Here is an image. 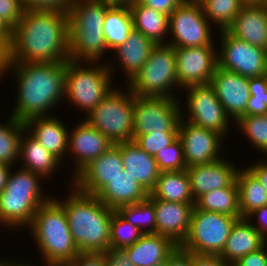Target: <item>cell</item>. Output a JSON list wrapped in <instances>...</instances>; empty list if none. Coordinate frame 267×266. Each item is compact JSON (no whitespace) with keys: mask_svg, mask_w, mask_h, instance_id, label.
I'll list each match as a JSON object with an SVG mask.
<instances>
[{"mask_svg":"<svg viewBox=\"0 0 267 266\" xmlns=\"http://www.w3.org/2000/svg\"><path fill=\"white\" fill-rule=\"evenodd\" d=\"M114 3L108 0H73L68 13L69 55L76 62H99L109 51L104 35L106 11Z\"/></svg>","mask_w":267,"mask_h":266,"instance_id":"277c9868","label":"cell"},{"mask_svg":"<svg viewBox=\"0 0 267 266\" xmlns=\"http://www.w3.org/2000/svg\"><path fill=\"white\" fill-rule=\"evenodd\" d=\"M23 265V263H16V262H11L10 263V261L8 260V262H6L5 260H0V266H22Z\"/></svg>","mask_w":267,"mask_h":266,"instance_id":"680465c9","label":"cell"},{"mask_svg":"<svg viewBox=\"0 0 267 266\" xmlns=\"http://www.w3.org/2000/svg\"><path fill=\"white\" fill-rule=\"evenodd\" d=\"M58 200L52 196L43 203L29 225L46 266H68L80 254Z\"/></svg>","mask_w":267,"mask_h":266,"instance_id":"5b68a950","label":"cell"},{"mask_svg":"<svg viewBox=\"0 0 267 266\" xmlns=\"http://www.w3.org/2000/svg\"><path fill=\"white\" fill-rule=\"evenodd\" d=\"M183 90L187 92L188 115L181 111V118L186 117V121L215 131L225 138L231 119L218 100L214 87L211 84L192 85Z\"/></svg>","mask_w":267,"mask_h":266,"instance_id":"5bb4252c","label":"cell"},{"mask_svg":"<svg viewBox=\"0 0 267 266\" xmlns=\"http://www.w3.org/2000/svg\"><path fill=\"white\" fill-rule=\"evenodd\" d=\"M243 5L267 6V0H242Z\"/></svg>","mask_w":267,"mask_h":266,"instance_id":"6f0895ef","label":"cell"},{"mask_svg":"<svg viewBox=\"0 0 267 266\" xmlns=\"http://www.w3.org/2000/svg\"><path fill=\"white\" fill-rule=\"evenodd\" d=\"M168 266H192V253L180 247L168 258Z\"/></svg>","mask_w":267,"mask_h":266,"instance_id":"f5cc1de1","label":"cell"},{"mask_svg":"<svg viewBox=\"0 0 267 266\" xmlns=\"http://www.w3.org/2000/svg\"><path fill=\"white\" fill-rule=\"evenodd\" d=\"M148 199L154 204L156 233L170 238L180 247L188 236L195 203L163 201L150 193Z\"/></svg>","mask_w":267,"mask_h":266,"instance_id":"ac0fdd59","label":"cell"},{"mask_svg":"<svg viewBox=\"0 0 267 266\" xmlns=\"http://www.w3.org/2000/svg\"><path fill=\"white\" fill-rule=\"evenodd\" d=\"M205 1L207 0H183V2L197 4V5H202Z\"/></svg>","mask_w":267,"mask_h":266,"instance_id":"91938a15","label":"cell"},{"mask_svg":"<svg viewBox=\"0 0 267 266\" xmlns=\"http://www.w3.org/2000/svg\"><path fill=\"white\" fill-rule=\"evenodd\" d=\"M112 145L113 143L105 135L87 121L78 123L68 137L67 150L73 153L72 157L76 162L73 163L75 172H72V178L74 179L93 159L101 156Z\"/></svg>","mask_w":267,"mask_h":266,"instance_id":"ffe728a7","label":"cell"},{"mask_svg":"<svg viewBox=\"0 0 267 266\" xmlns=\"http://www.w3.org/2000/svg\"><path fill=\"white\" fill-rule=\"evenodd\" d=\"M24 124L27 133L63 162L62 157L68 152L69 129L60 118L53 115L37 116L26 120Z\"/></svg>","mask_w":267,"mask_h":266,"instance_id":"7402d4cb","label":"cell"},{"mask_svg":"<svg viewBox=\"0 0 267 266\" xmlns=\"http://www.w3.org/2000/svg\"><path fill=\"white\" fill-rule=\"evenodd\" d=\"M68 266H106L102 253H80Z\"/></svg>","mask_w":267,"mask_h":266,"instance_id":"7dc6e473","label":"cell"},{"mask_svg":"<svg viewBox=\"0 0 267 266\" xmlns=\"http://www.w3.org/2000/svg\"><path fill=\"white\" fill-rule=\"evenodd\" d=\"M180 103L178 98L134 95L133 136L178 132Z\"/></svg>","mask_w":267,"mask_h":266,"instance_id":"8fae6325","label":"cell"},{"mask_svg":"<svg viewBox=\"0 0 267 266\" xmlns=\"http://www.w3.org/2000/svg\"><path fill=\"white\" fill-rule=\"evenodd\" d=\"M236 122L241 132L247 135L252 147L267 156V114L243 116Z\"/></svg>","mask_w":267,"mask_h":266,"instance_id":"f35d334b","label":"cell"},{"mask_svg":"<svg viewBox=\"0 0 267 266\" xmlns=\"http://www.w3.org/2000/svg\"><path fill=\"white\" fill-rule=\"evenodd\" d=\"M133 19V29L143 33L157 44H167L165 36L169 32V16L140 4L137 0L128 3Z\"/></svg>","mask_w":267,"mask_h":266,"instance_id":"f546056e","label":"cell"},{"mask_svg":"<svg viewBox=\"0 0 267 266\" xmlns=\"http://www.w3.org/2000/svg\"><path fill=\"white\" fill-rule=\"evenodd\" d=\"M155 266H168V259H167V261H164V262L157 264Z\"/></svg>","mask_w":267,"mask_h":266,"instance_id":"6125c7cd","label":"cell"},{"mask_svg":"<svg viewBox=\"0 0 267 266\" xmlns=\"http://www.w3.org/2000/svg\"><path fill=\"white\" fill-rule=\"evenodd\" d=\"M108 1H111L113 3L128 4V3L136 1V0H108Z\"/></svg>","mask_w":267,"mask_h":266,"instance_id":"94428289","label":"cell"},{"mask_svg":"<svg viewBox=\"0 0 267 266\" xmlns=\"http://www.w3.org/2000/svg\"><path fill=\"white\" fill-rule=\"evenodd\" d=\"M140 4L157 10L160 13L170 15L183 0H137Z\"/></svg>","mask_w":267,"mask_h":266,"instance_id":"bcb514c9","label":"cell"},{"mask_svg":"<svg viewBox=\"0 0 267 266\" xmlns=\"http://www.w3.org/2000/svg\"><path fill=\"white\" fill-rule=\"evenodd\" d=\"M178 137L182 141L186 167L220 160L222 135L180 119ZM220 154V155H219Z\"/></svg>","mask_w":267,"mask_h":266,"instance_id":"2e32d148","label":"cell"},{"mask_svg":"<svg viewBox=\"0 0 267 266\" xmlns=\"http://www.w3.org/2000/svg\"><path fill=\"white\" fill-rule=\"evenodd\" d=\"M219 34L222 44L217 54L219 68L246 78L267 75V50L251 45L227 30L219 31Z\"/></svg>","mask_w":267,"mask_h":266,"instance_id":"7c38bea8","label":"cell"},{"mask_svg":"<svg viewBox=\"0 0 267 266\" xmlns=\"http://www.w3.org/2000/svg\"><path fill=\"white\" fill-rule=\"evenodd\" d=\"M104 35L109 50H114L128 39L133 30V19L128 4L114 3L105 14Z\"/></svg>","mask_w":267,"mask_h":266,"instance_id":"1f68e13d","label":"cell"},{"mask_svg":"<svg viewBox=\"0 0 267 266\" xmlns=\"http://www.w3.org/2000/svg\"><path fill=\"white\" fill-rule=\"evenodd\" d=\"M241 217H247L257 208L267 205V191L258 179L246 168L236 175Z\"/></svg>","mask_w":267,"mask_h":266,"instance_id":"d6a6232c","label":"cell"},{"mask_svg":"<svg viewBox=\"0 0 267 266\" xmlns=\"http://www.w3.org/2000/svg\"><path fill=\"white\" fill-rule=\"evenodd\" d=\"M195 206L203 211L223 213L241 218L236 180L228 187L215 189L200 196Z\"/></svg>","mask_w":267,"mask_h":266,"instance_id":"836d02e7","label":"cell"},{"mask_svg":"<svg viewBox=\"0 0 267 266\" xmlns=\"http://www.w3.org/2000/svg\"><path fill=\"white\" fill-rule=\"evenodd\" d=\"M10 44L11 41L0 40V78L9 72V67L11 64Z\"/></svg>","mask_w":267,"mask_h":266,"instance_id":"816d5d0a","label":"cell"},{"mask_svg":"<svg viewBox=\"0 0 267 266\" xmlns=\"http://www.w3.org/2000/svg\"><path fill=\"white\" fill-rule=\"evenodd\" d=\"M252 220L246 217L237 219L232 226L229 237L220 254V257L229 264L234 265L243 256L257 251L265 245V240L253 227Z\"/></svg>","mask_w":267,"mask_h":266,"instance_id":"484cf974","label":"cell"},{"mask_svg":"<svg viewBox=\"0 0 267 266\" xmlns=\"http://www.w3.org/2000/svg\"><path fill=\"white\" fill-rule=\"evenodd\" d=\"M66 63L11 62L9 71L16 73L18 87L11 115L22 122L47 116L61 98L65 100Z\"/></svg>","mask_w":267,"mask_h":266,"instance_id":"7a4b0ae2","label":"cell"},{"mask_svg":"<svg viewBox=\"0 0 267 266\" xmlns=\"http://www.w3.org/2000/svg\"><path fill=\"white\" fill-rule=\"evenodd\" d=\"M126 88L113 89L84 119L113 144L133 141L134 94Z\"/></svg>","mask_w":267,"mask_h":266,"instance_id":"9c48e42d","label":"cell"},{"mask_svg":"<svg viewBox=\"0 0 267 266\" xmlns=\"http://www.w3.org/2000/svg\"><path fill=\"white\" fill-rule=\"evenodd\" d=\"M102 254L106 266H134L123 250L109 249Z\"/></svg>","mask_w":267,"mask_h":266,"instance_id":"c3c4849f","label":"cell"},{"mask_svg":"<svg viewBox=\"0 0 267 266\" xmlns=\"http://www.w3.org/2000/svg\"><path fill=\"white\" fill-rule=\"evenodd\" d=\"M155 46L143 33L133 29L126 42L114 49L122 72H125L126 85L141 70Z\"/></svg>","mask_w":267,"mask_h":266,"instance_id":"4316f807","label":"cell"},{"mask_svg":"<svg viewBox=\"0 0 267 266\" xmlns=\"http://www.w3.org/2000/svg\"><path fill=\"white\" fill-rule=\"evenodd\" d=\"M259 161L255 164H251V166H245V168H247L258 179L260 184H262L267 191V161Z\"/></svg>","mask_w":267,"mask_h":266,"instance_id":"db71d44e","label":"cell"},{"mask_svg":"<svg viewBox=\"0 0 267 266\" xmlns=\"http://www.w3.org/2000/svg\"><path fill=\"white\" fill-rule=\"evenodd\" d=\"M237 217L193 209L186 240L180 248L197 255L220 256Z\"/></svg>","mask_w":267,"mask_h":266,"instance_id":"30bf717a","label":"cell"},{"mask_svg":"<svg viewBox=\"0 0 267 266\" xmlns=\"http://www.w3.org/2000/svg\"><path fill=\"white\" fill-rule=\"evenodd\" d=\"M24 10L61 11L68 14L73 0H20Z\"/></svg>","mask_w":267,"mask_h":266,"instance_id":"7bdbcfd3","label":"cell"},{"mask_svg":"<svg viewBox=\"0 0 267 266\" xmlns=\"http://www.w3.org/2000/svg\"><path fill=\"white\" fill-rule=\"evenodd\" d=\"M266 246L267 241L262 248L243 256L234 266H267Z\"/></svg>","mask_w":267,"mask_h":266,"instance_id":"f6af8a7d","label":"cell"},{"mask_svg":"<svg viewBox=\"0 0 267 266\" xmlns=\"http://www.w3.org/2000/svg\"><path fill=\"white\" fill-rule=\"evenodd\" d=\"M19 159L22 168L41 175L44 179L52 177L54 171L62 164L53 154L47 151L36 139L25 130L20 140Z\"/></svg>","mask_w":267,"mask_h":266,"instance_id":"f1b7e54d","label":"cell"},{"mask_svg":"<svg viewBox=\"0 0 267 266\" xmlns=\"http://www.w3.org/2000/svg\"><path fill=\"white\" fill-rule=\"evenodd\" d=\"M210 24L201 5L182 2L169 15V33L172 39L166 42L177 48L215 45Z\"/></svg>","mask_w":267,"mask_h":266,"instance_id":"4fadbf2b","label":"cell"},{"mask_svg":"<svg viewBox=\"0 0 267 266\" xmlns=\"http://www.w3.org/2000/svg\"><path fill=\"white\" fill-rule=\"evenodd\" d=\"M231 163L222 157L209 164L186 168L194 201L207 192L228 187L236 180L239 169Z\"/></svg>","mask_w":267,"mask_h":266,"instance_id":"44dd1931","label":"cell"},{"mask_svg":"<svg viewBox=\"0 0 267 266\" xmlns=\"http://www.w3.org/2000/svg\"><path fill=\"white\" fill-rule=\"evenodd\" d=\"M148 196L149 193L125 171L96 195L104 205L114 210L123 205L144 201Z\"/></svg>","mask_w":267,"mask_h":266,"instance_id":"83f0119b","label":"cell"},{"mask_svg":"<svg viewBox=\"0 0 267 266\" xmlns=\"http://www.w3.org/2000/svg\"><path fill=\"white\" fill-rule=\"evenodd\" d=\"M215 49L214 45L174 47L178 88L211 83L218 67V53Z\"/></svg>","mask_w":267,"mask_h":266,"instance_id":"9a60e30c","label":"cell"},{"mask_svg":"<svg viewBox=\"0 0 267 266\" xmlns=\"http://www.w3.org/2000/svg\"><path fill=\"white\" fill-rule=\"evenodd\" d=\"M127 84L134 95L176 98L172 93L174 87L178 88L174 47L157 44L141 70Z\"/></svg>","mask_w":267,"mask_h":266,"instance_id":"ba28073f","label":"cell"},{"mask_svg":"<svg viewBox=\"0 0 267 266\" xmlns=\"http://www.w3.org/2000/svg\"><path fill=\"white\" fill-rule=\"evenodd\" d=\"M203 13L209 22L226 30L241 10L242 0H207L202 5Z\"/></svg>","mask_w":267,"mask_h":266,"instance_id":"8d00e7d4","label":"cell"},{"mask_svg":"<svg viewBox=\"0 0 267 266\" xmlns=\"http://www.w3.org/2000/svg\"><path fill=\"white\" fill-rule=\"evenodd\" d=\"M23 11L20 0H0V19L11 29L21 20Z\"/></svg>","mask_w":267,"mask_h":266,"instance_id":"ee69618b","label":"cell"},{"mask_svg":"<svg viewBox=\"0 0 267 266\" xmlns=\"http://www.w3.org/2000/svg\"><path fill=\"white\" fill-rule=\"evenodd\" d=\"M18 169L14 173L10 170L0 193V225L13 229L29 226L37 209L51 198L42 193L41 175L22 167Z\"/></svg>","mask_w":267,"mask_h":266,"instance_id":"8992f818","label":"cell"},{"mask_svg":"<svg viewBox=\"0 0 267 266\" xmlns=\"http://www.w3.org/2000/svg\"><path fill=\"white\" fill-rule=\"evenodd\" d=\"M10 168L11 166L4 164V163H0V193L6 186L10 170L13 169V168L11 169Z\"/></svg>","mask_w":267,"mask_h":266,"instance_id":"11a10c76","label":"cell"},{"mask_svg":"<svg viewBox=\"0 0 267 266\" xmlns=\"http://www.w3.org/2000/svg\"><path fill=\"white\" fill-rule=\"evenodd\" d=\"M143 235L142 231L125 220L116 210L110 223V249L123 250L133 245Z\"/></svg>","mask_w":267,"mask_h":266,"instance_id":"74e56055","label":"cell"},{"mask_svg":"<svg viewBox=\"0 0 267 266\" xmlns=\"http://www.w3.org/2000/svg\"><path fill=\"white\" fill-rule=\"evenodd\" d=\"M11 62L55 63L70 60L68 14L24 10L11 31Z\"/></svg>","mask_w":267,"mask_h":266,"instance_id":"6da1fadb","label":"cell"},{"mask_svg":"<svg viewBox=\"0 0 267 266\" xmlns=\"http://www.w3.org/2000/svg\"><path fill=\"white\" fill-rule=\"evenodd\" d=\"M116 211L143 234L156 233L154 204L148 198L139 203L123 205Z\"/></svg>","mask_w":267,"mask_h":266,"instance_id":"d590c367","label":"cell"},{"mask_svg":"<svg viewBox=\"0 0 267 266\" xmlns=\"http://www.w3.org/2000/svg\"><path fill=\"white\" fill-rule=\"evenodd\" d=\"M192 266H234L220 256L197 255L192 253Z\"/></svg>","mask_w":267,"mask_h":266,"instance_id":"f907efd6","label":"cell"},{"mask_svg":"<svg viewBox=\"0 0 267 266\" xmlns=\"http://www.w3.org/2000/svg\"><path fill=\"white\" fill-rule=\"evenodd\" d=\"M11 31L12 29L0 19V40L11 41Z\"/></svg>","mask_w":267,"mask_h":266,"instance_id":"9f6ffc18","label":"cell"},{"mask_svg":"<svg viewBox=\"0 0 267 266\" xmlns=\"http://www.w3.org/2000/svg\"><path fill=\"white\" fill-rule=\"evenodd\" d=\"M178 138V132H153L147 135L133 136V141L149 155L155 156Z\"/></svg>","mask_w":267,"mask_h":266,"instance_id":"b9f144b4","label":"cell"},{"mask_svg":"<svg viewBox=\"0 0 267 266\" xmlns=\"http://www.w3.org/2000/svg\"><path fill=\"white\" fill-rule=\"evenodd\" d=\"M210 84L233 122L244 116L250 97L249 78L217 67Z\"/></svg>","mask_w":267,"mask_h":266,"instance_id":"d6986e66","label":"cell"},{"mask_svg":"<svg viewBox=\"0 0 267 266\" xmlns=\"http://www.w3.org/2000/svg\"><path fill=\"white\" fill-rule=\"evenodd\" d=\"M154 158L160 172L182 171L187 168L183 144L179 137L161 152H157Z\"/></svg>","mask_w":267,"mask_h":266,"instance_id":"ab89813d","label":"cell"},{"mask_svg":"<svg viewBox=\"0 0 267 266\" xmlns=\"http://www.w3.org/2000/svg\"><path fill=\"white\" fill-rule=\"evenodd\" d=\"M178 247L166 236L157 233H145L123 251L134 266H155L167 261Z\"/></svg>","mask_w":267,"mask_h":266,"instance_id":"d4e9b609","label":"cell"},{"mask_svg":"<svg viewBox=\"0 0 267 266\" xmlns=\"http://www.w3.org/2000/svg\"><path fill=\"white\" fill-rule=\"evenodd\" d=\"M250 97L244 116L267 114V75L249 78Z\"/></svg>","mask_w":267,"mask_h":266,"instance_id":"60d3db41","label":"cell"},{"mask_svg":"<svg viewBox=\"0 0 267 266\" xmlns=\"http://www.w3.org/2000/svg\"><path fill=\"white\" fill-rule=\"evenodd\" d=\"M63 206L72 238L80 253H104L110 249V223L114 209L95 195L85 194L74 185Z\"/></svg>","mask_w":267,"mask_h":266,"instance_id":"3957f363","label":"cell"},{"mask_svg":"<svg viewBox=\"0 0 267 266\" xmlns=\"http://www.w3.org/2000/svg\"><path fill=\"white\" fill-rule=\"evenodd\" d=\"M150 194L155 199L163 201L195 203L186 169L160 172L156 185Z\"/></svg>","mask_w":267,"mask_h":266,"instance_id":"4dcf8cb0","label":"cell"},{"mask_svg":"<svg viewBox=\"0 0 267 266\" xmlns=\"http://www.w3.org/2000/svg\"><path fill=\"white\" fill-rule=\"evenodd\" d=\"M7 120L0 123V163L14 167V162L20 160V140L26 128L24 122L12 115Z\"/></svg>","mask_w":267,"mask_h":266,"instance_id":"e575fe53","label":"cell"},{"mask_svg":"<svg viewBox=\"0 0 267 266\" xmlns=\"http://www.w3.org/2000/svg\"><path fill=\"white\" fill-rule=\"evenodd\" d=\"M252 216L257 217L258 225L254 224L253 227L259 232L261 237L267 241V205L257 208L247 215V219H254Z\"/></svg>","mask_w":267,"mask_h":266,"instance_id":"681fc988","label":"cell"},{"mask_svg":"<svg viewBox=\"0 0 267 266\" xmlns=\"http://www.w3.org/2000/svg\"><path fill=\"white\" fill-rule=\"evenodd\" d=\"M226 30L251 45L267 50V6L243 5Z\"/></svg>","mask_w":267,"mask_h":266,"instance_id":"603a6c76","label":"cell"},{"mask_svg":"<svg viewBox=\"0 0 267 266\" xmlns=\"http://www.w3.org/2000/svg\"><path fill=\"white\" fill-rule=\"evenodd\" d=\"M89 63L88 67L82 62L68 60L65 83L67 101L87 114L114 89L113 84H110L113 82L110 79L114 74V66L111 63L104 64L103 61L98 62V65H96L97 62ZM92 64L93 66H91Z\"/></svg>","mask_w":267,"mask_h":266,"instance_id":"52a82bcc","label":"cell"},{"mask_svg":"<svg viewBox=\"0 0 267 266\" xmlns=\"http://www.w3.org/2000/svg\"><path fill=\"white\" fill-rule=\"evenodd\" d=\"M116 144L120 147L124 171L150 193L160 174L154 156L143 151L134 141Z\"/></svg>","mask_w":267,"mask_h":266,"instance_id":"cb8c5ba5","label":"cell"},{"mask_svg":"<svg viewBox=\"0 0 267 266\" xmlns=\"http://www.w3.org/2000/svg\"><path fill=\"white\" fill-rule=\"evenodd\" d=\"M123 171L120 147L113 144L101 156L93 159L71 182L79 191L96 196Z\"/></svg>","mask_w":267,"mask_h":266,"instance_id":"e0dca14e","label":"cell"}]
</instances>
